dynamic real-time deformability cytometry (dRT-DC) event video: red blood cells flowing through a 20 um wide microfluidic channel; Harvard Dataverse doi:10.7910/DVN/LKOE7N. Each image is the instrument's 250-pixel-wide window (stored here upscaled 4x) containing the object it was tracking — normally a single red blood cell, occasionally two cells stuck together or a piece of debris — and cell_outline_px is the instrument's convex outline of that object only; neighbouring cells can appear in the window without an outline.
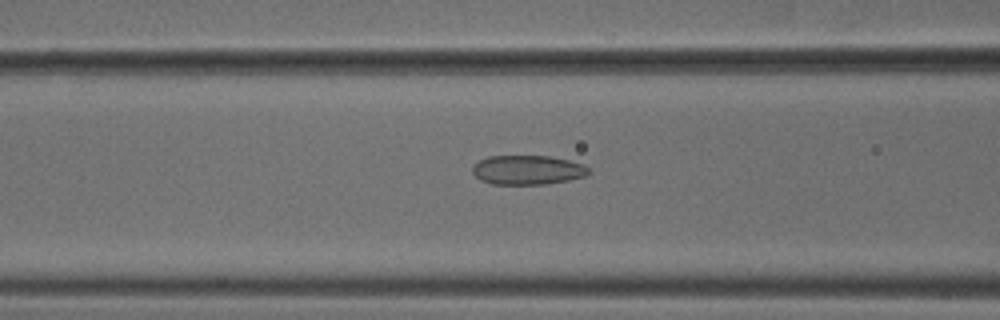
{"species": "common noctule bat (a hibernating species)", "species_latin": "Nyctalus noctula", "temperature_condition": "cold", "stored_images_in_passage": 53, "camera_frame_rate_fps": 3000, "um_per_image_px": 0.085, "animal": {"sex": "male", "body_mass_g": 18.8}, "frame": {"image": 1, "passage_image": 21, "time_ms": 6.667, "image_size_px": [1000, 320], "cell_outline_px": [[592, 172], [584, 176], [568, 180], [548, 184], [492, 184], [480, 180], [472, 172], [472, 168], [480, 160], [488, 156], [552, 156], [584, 164]], "centroid_in_image_um": [44.86, 14.44], "position_along_channel_um": 121.7, "area_um2": 19.88}}
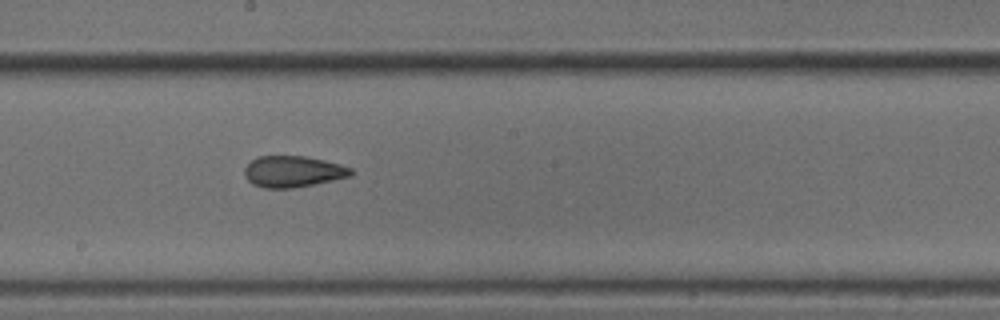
{"frame": {"image": 2, "passage_image": 29, "time_ms": 9.333, "image_size_px": [1000, 320], "cell_outline_px": [[352, 176], [292, 188], [264, 188], [252, 184], [244, 176], [244, 168], [252, 160], [260, 156], [304, 156], [324, 160], [340, 164], [352, 168]], "centroid_in_image_um": [24.89, 14.58], "position_along_channel_um": 223.3, "area_um2": 19.31}}
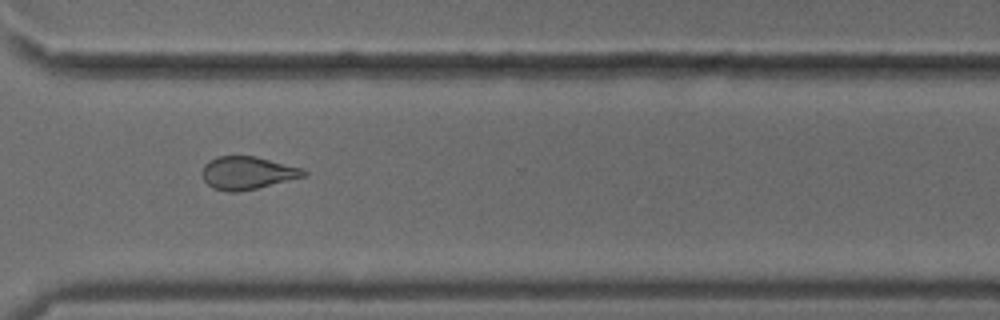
{"frame": {"image": 3, "passage_image": 39, "time_ms": 12.667, "image_size_px": [1000, 320], "cell_outline_px": [[308, 172], [304, 176], [256, 188], [236, 192], [228, 192], [212, 188], [204, 180], [204, 164], [208, 160], [216, 156], [256, 156], [304, 168]], "centroid_in_image_um": [21.03, 14.68], "position_along_channel_um": 349.6, "area_um2": 19.31}, "authors_computed_cell_mechanics": {"area_um2": 19.941, "velocity_mm_per_s": 3.797, "shape_relaxation_time_tau1_ms": null, "shape_relaxation_time_tau2_ms": 2.8242, "deformation_change_tau1": null, "deformation_change_tau2": 0.0845}}